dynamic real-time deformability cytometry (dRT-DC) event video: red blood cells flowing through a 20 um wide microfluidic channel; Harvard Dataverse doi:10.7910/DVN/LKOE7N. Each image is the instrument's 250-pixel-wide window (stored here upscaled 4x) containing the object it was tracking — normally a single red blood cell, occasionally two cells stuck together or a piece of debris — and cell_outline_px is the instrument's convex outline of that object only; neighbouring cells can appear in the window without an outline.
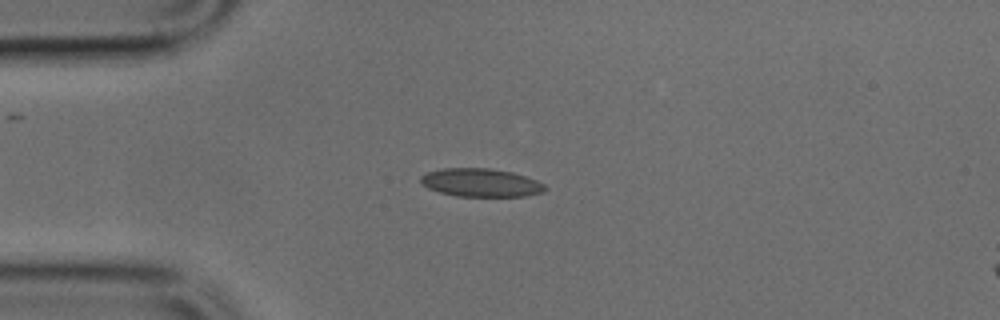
{"species": "common noctule bat (a hibernating species)", "species_latin": "Nyctalus noctula", "temperature_condition": "cold", "stored_images_in_passage": 35, "camera_frame_rate_fps": 3000, "um_per_image_px": 0.085, "animal": {"sex": "male", "body_mass_g": 17.9, "forearm_length_mm": 54.2}, "frame": {"image": 1, "passage_image": 4, "time_ms": 1.0, "image_size_px": [1000, 320], "cell_outline_px": [[548, 188], [544, 192], [528, 196], [456, 196], [440, 192], [428, 188], [420, 180], [420, 176], [428, 172], [440, 168], [488, 168], [512, 172], [536, 180], [544, 184]], "centroid_in_image_um": [40.89, 15.52], "position_along_channel_um": 44.1, "area_um2": 20.46}}
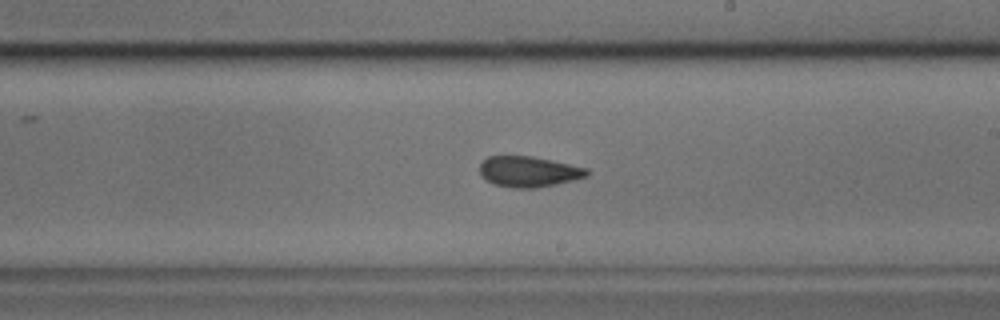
{"frame": {"image": 2, "passage_image": 20, "time_ms": 6.333, "image_size_px": [1000, 320], "cell_outline_px": [[588, 176], [556, 184], [532, 188], [512, 188], [492, 184], [480, 176], [480, 164], [488, 156], [532, 156], [552, 160], [588, 168]], "centroid_in_image_um": [44.91, 14.59], "position_along_channel_um": 244.1, "area_um2": 19.19}}
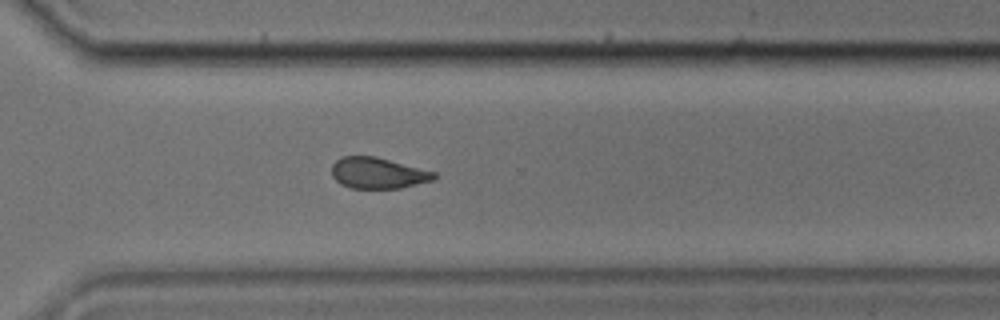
{"frame": {"image": 3, "passage_image": 27, "time_ms": 8.667, "image_size_px": [1000, 320], "cell_outline_px": [[436, 176], [432, 180], [400, 188], [352, 188], [340, 184], [332, 176], [332, 164], [336, 160], [344, 156], [376, 156], [436, 172]], "centroid_in_image_um": [32.1, 14.7], "position_along_channel_um": 338.5, "area_um2": 18.44}}